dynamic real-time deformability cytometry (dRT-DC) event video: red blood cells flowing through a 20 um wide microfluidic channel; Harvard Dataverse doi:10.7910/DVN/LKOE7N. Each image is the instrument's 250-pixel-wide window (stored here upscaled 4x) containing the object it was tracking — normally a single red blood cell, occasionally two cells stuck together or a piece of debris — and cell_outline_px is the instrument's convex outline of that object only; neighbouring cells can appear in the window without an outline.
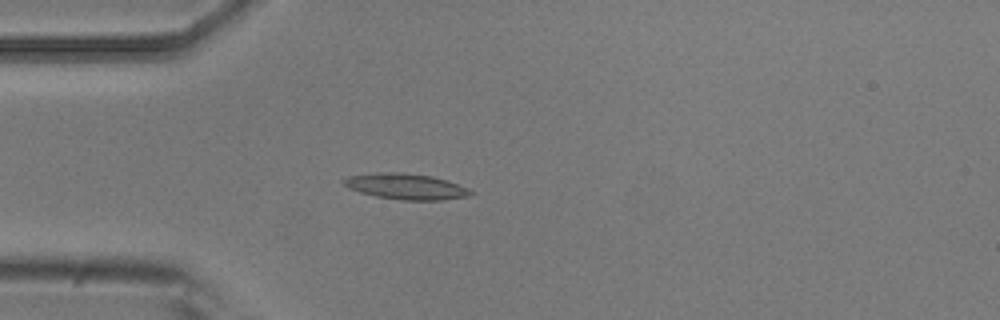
{"species": "common noctule bat (a hibernating species)", "species_latin": "Nyctalus noctula", "temperature_condition": "room temperature", "stored_images_in_passage": 2, "camera_frame_rate_fps": 3000, "um_per_image_px": 0.085, "animal": {"sex": "male", "body_mass_g": 20.5, "forearm_length_mm": 52.5}, "frame": {"image": 1, "passage_image": 2, "time_ms": 1.0, "image_size_px": [1000, 320], "cell_outline_px": [[476, 192], [472, 196], [440, 200], [404, 200], [376, 196], [360, 192], [348, 188], [344, 184], [344, 180], [348, 176], [376, 172], [400, 172], [432, 176], [468, 188]], "centroid_in_image_um": [34.53, 15.85], "position_along_channel_um": 50.5, "area_um2": 19.02}}